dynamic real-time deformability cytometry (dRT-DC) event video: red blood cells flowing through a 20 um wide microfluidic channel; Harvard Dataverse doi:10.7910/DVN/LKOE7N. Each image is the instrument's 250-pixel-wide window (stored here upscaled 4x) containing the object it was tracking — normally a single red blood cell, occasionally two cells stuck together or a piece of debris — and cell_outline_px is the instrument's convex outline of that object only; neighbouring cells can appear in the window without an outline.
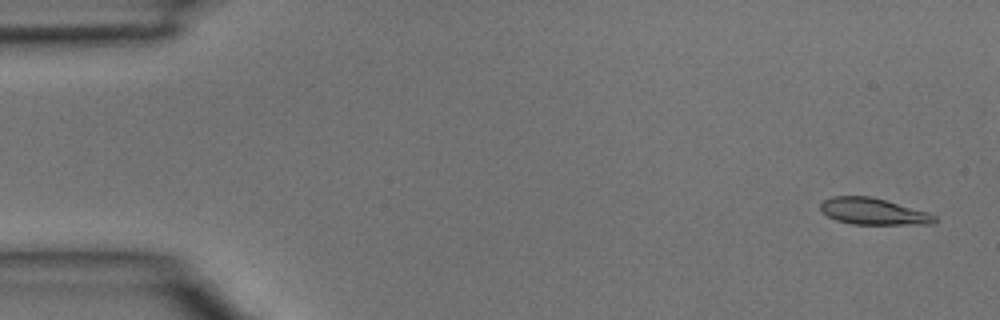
{"species": "common noctule bat (a hibernating species)", "species_latin": "Nyctalus noctula", "temperature_condition": "room temperature", "stored_images_in_passage": 3, "camera_frame_rate_fps": 3000, "um_per_image_px": 0.085, "animal": {"sex": "male", "body_mass_g": 15.6}, "frame": {"image": 1, "passage_image": 1, "time_ms": 0.0, "image_size_px": [1000, 320], "cell_outline_px": [[936, 220], [932, 224], [852, 224], [836, 220], [828, 216], [820, 208], [820, 204], [824, 200], [832, 196], [872, 196], [928, 212], [936, 216]], "centroid_in_image_um": [74.23, 17.96], "position_along_channel_um": 10.8, "area_um2": 17.57}}
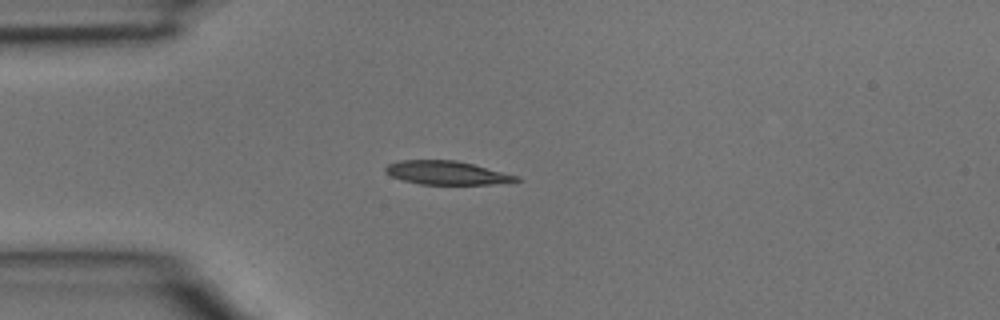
{"frame": {"image": 2, "passage_image": 3, "time_ms": 0.667, "image_size_px": [1000, 320], "cell_outline_px": [[520, 180], [508, 184], [420, 184], [404, 180], [392, 176], [384, 172], [384, 168], [388, 164], [400, 160], [456, 160], [520, 176]], "centroid_in_image_um": [38.01, 14.69], "position_along_channel_um": 47.0, "area_um2": 18.03}}